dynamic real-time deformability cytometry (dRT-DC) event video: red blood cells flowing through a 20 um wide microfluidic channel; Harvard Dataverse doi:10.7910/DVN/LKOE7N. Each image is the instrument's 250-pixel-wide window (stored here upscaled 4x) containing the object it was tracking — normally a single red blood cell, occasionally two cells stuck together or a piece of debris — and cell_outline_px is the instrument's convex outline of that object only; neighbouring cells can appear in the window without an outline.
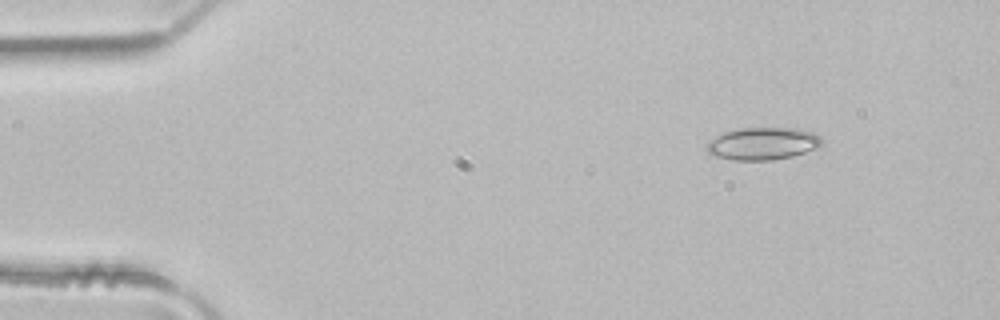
{"species": "common noctule bat (a hibernating species)", "species_latin": "Nyctalus noctula", "temperature_condition": "room temperature", "stored_images_in_passage": 3, "camera_frame_rate_fps": 3000, "um_per_image_px": 0.085, "animal": {"sex": "male", "body_mass_g": 21.5, "forearm_length_mm": 52.0}, "frame": {"image": 1, "passage_image": 2, "time_ms": 0.333, "image_size_px": [1000, 320], "cell_outline_px": [[824, 140], [816, 148], [792, 156], [772, 160], [732, 160], [712, 156], [708, 152], [708, 140], [724, 132], [740, 128], [796, 128], [812, 132], [820, 136]], "centroid_in_image_um": [64.82, 12.21], "position_along_channel_um": 20.2, "area_um2": 21.73}}
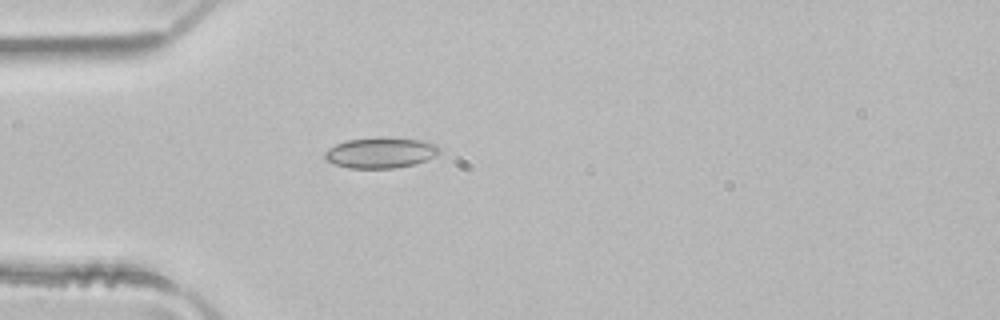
{"frame": {"image": 2, "passage_image": 3, "time_ms": 0.667, "image_size_px": [1000, 320], "cell_outline_px": [[440, 152], [436, 156], [412, 164], [396, 168], [348, 168], [336, 164], [328, 160], [324, 156], [324, 152], [328, 148], [336, 144], [348, 140], [380, 136], [388, 136], [420, 140], [436, 144], [440, 148]], "centroid_in_image_um": [32.36, 12.96], "position_along_channel_um": 52.6, "area_um2": 20.58}}